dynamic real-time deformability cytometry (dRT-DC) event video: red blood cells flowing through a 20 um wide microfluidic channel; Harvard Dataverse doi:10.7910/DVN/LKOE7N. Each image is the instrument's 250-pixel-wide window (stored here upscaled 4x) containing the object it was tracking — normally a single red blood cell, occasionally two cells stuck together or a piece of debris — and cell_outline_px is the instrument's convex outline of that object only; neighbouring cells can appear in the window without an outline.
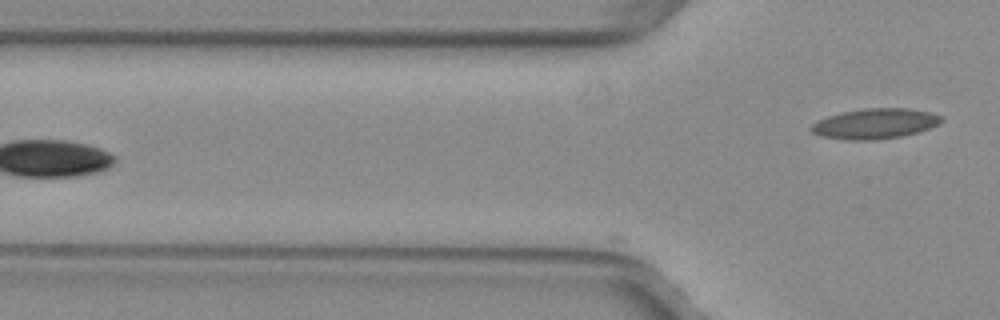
{"species": "common noctule bat (a hibernating species)", "species_latin": "Nyctalus noctula", "temperature_condition": "warm", "stored_images_in_passage": 8, "camera_frame_rate_fps": 3000, "um_per_image_px": 0.085, "animal": {"sex": "female", "body_mass_g": 29.2, "forearm_length_mm": 56.3}, "frame": {"image": 1, "passage_image": 8, "time_ms": 2.333, "image_size_px": [1000, 320], "cell_outline_px": [[944, 120], [940, 124], [916, 132], [900, 136], [876, 140], [848, 140], [820, 136], [812, 132], [808, 128], [812, 124], [828, 116], [840, 112], [864, 108], [908, 108], [932, 112], [940, 116]], "centroid_in_image_um": [74.36, 10.5], "position_along_channel_um": 51.4, "area_um2": 23.0}}